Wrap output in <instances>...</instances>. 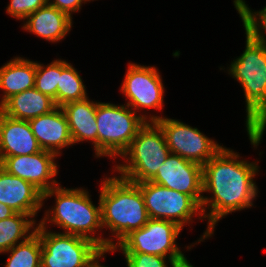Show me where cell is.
Wrapping results in <instances>:
<instances>
[{
  "instance_id": "6da1fadb",
  "label": "cell",
  "mask_w": 266,
  "mask_h": 267,
  "mask_svg": "<svg viewBox=\"0 0 266 267\" xmlns=\"http://www.w3.org/2000/svg\"><path fill=\"white\" fill-rule=\"evenodd\" d=\"M232 149L222 147L203 167V194L201 210L208 221L203 235L196 243L185 246L190 250L197 243L212 237L220 219L254 206L258 187L254 181L259 172L258 162L241 159ZM208 212H207V211Z\"/></svg>"
},
{
  "instance_id": "7a4b0ae2",
  "label": "cell",
  "mask_w": 266,
  "mask_h": 267,
  "mask_svg": "<svg viewBox=\"0 0 266 267\" xmlns=\"http://www.w3.org/2000/svg\"><path fill=\"white\" fill-rule=\"evenodd\" d=\"M243 53L230 63L227 72L243 88L246 104V131L257 148L266 130V43L256 42L246 34Z\"/></svg>"
},
{
  "instance_id": "3957f363",
  "label": "cell",
  "mask_w": 266,
  "mask_h": 267,
  "mask_svg": "<svg viewBox=\"0 0 266 267\" xmlns=\"http://www.w3.org/2000/svg\"><path fill=\"white\" fill-rule=\"evenodd\" d=\"M103 179L100 182L102 184L98 197L101 204L102 228L109 229L112 235L106 238L107 253L131 231L146 225L150 218L141 189L136 183L115 174ZM114 239H117V242Z\"/></svg>"
},
{
  "instance_id": "277c9868",
  "label": "cell",
  "mask_w": 266,
  "mask_h": 267,
  "mask_svg": "<svg viewBox=\"0 0 266 267\" xmlns=\"http://www.w3.org/2000/svg\"><path fill=\"white\" fill-rule=\"evenodd\" d=\"M64 188L59 184L43 193L44 200L55 197V205L44 211L43 218L39 221L41 227L54 224L63 229L64 234H72L87 238L97 244L106 253V237L99 233L102 230L101 204L95 206L89 192L82 188ZM95 235V236H94Z\"/></svg>"
},
{
  "instance_id": "5b68a950",
  "label": "cell",
  "mask_w": 266,
  "mask_h": 267,
  "mask_svg": "<svg viewBox=\"0 0 266 267\" xmlns=\"http://www.w3.org/2000/svg\"><path fill=\"white\" fill-rule=\"evenodd\" d=\"M162 116L140 115L126 104L97 102V158L110 157L115 160L129 147L138 131L146 122H155Z\"/></svg>"
},
{
  "instance_id": "8992f818",
  "label": "cell",
  "mask_w": 266,
  "mask_h": 267,
  "mask_svg": "<svg viewBox=\"0 0 266 267\" xmlns=\"http://www.w3.org/2000/svg\"><path fill=\"white\" fill-rule=\"evenodd\" d=\"M170 153L161 127L156 122H146L119 157L123 158V164L112 168L119 177L129 182L137 184L149 181Z\"/></svg>"
},
{
  "instance_id": "52a82bcc",
  "label": "cell",
  "mask_w": 266,
  "mask_h": 267,
  "mask_svg": "<svg viewBox=\"0 0 266 267\" xmlns=\"http://www.w3.org/2000/svg\"><path fill=\"white\" fill-rule=\"evenodd\" d=\"M42 244L41 267H91L105 252L93 241L48 230L37 224Z\"/></svg>"
},
{
  "instance_id": "ba28073f",
  "label": "cell",
  "mask_w": 266,
  "mask_h": 267,
  "mask_svg": "<svg viewBox=\"0 0 266 267\" xmlns=\"http://www.w3.org/2000/svg\"><path fill=\"white\" fill-rule=\"evenodd\" d=\"M183 229L176 223L149 219L142 228L131 231L107 253L121 250L122 253H144L171 258L173 261L184 256L177 238Z\"/></svg>"
},
{
  "instance_id": "9c48e42d",
  "label": "cell",
  "mask_w": 266,
  "mask_h": 267,
  "mask_svg": "<svg viewBox=\"0 0 266 267\" xmlns=\"http://www.w3.org/2000/svg\"><path fill=\"white\" fill-rule=\"evenodd\" d=\"M137 185L141 189L149 218L171 221L182 229L186 224L192 225V218L196 215L204 221L201 206L191 196L151 181Z\"/></svg>"
},
{
  "instance_id": "30bf717a",
  "label": "cell",
  "mask_w": 266,
  "mask_h": 267,
  "mask_svg": "<svg viewBox=\"0 0 266 267\" xmlns=\"http://www.w3.org/2000/svg\"><path fill=\"white\" fill-rule=\"evenodd\" d=\"M159 70L155 66L128 63L127 72L121 83L120 91L126 97L125 104L136 113L141 110H162L164 107L165 87Z\"/></svg>"
},
{
  "instance_id": "8fae6325",
  "label": "cell",
  "mask_w": 266,
  "mask_h": 267,
  "mask_svg": "<svg viewBox=\"0 0 266 267\" xmlns=\"http://www.w3.org/2000/svg\"><path fill=\"white\" fill-rule=\"evenodd\" d=\"M155 122L163 130L172 154L202 166L223 147L204 135L197 127L193 128L182 121L163 116Z\"/></svg>"
},
{
  "instance_id": "7c38bea8",
  "label": "cell",
  "mask_w": 266,
  "mask_h": 267,
  "mask_svg": "<svg viewBox=\"0 0 266 267\" xmlns=\"http://www.w3.org/2000/svg\"><path fill=\"white\" fill-rule=\"evenodd\" d=\"M58 156L50 151L41 150L29 155L0 157V166L9 174L32 183L42 193L60 183L55 179L59 173L55 159Z\"/></svg>"
},
{
  "instance_id": "4fadbf2b",
  "label": "cell",
  "mask_w": 266,
  "mask_h": 267,
  "mask_svg": "<svg viewBox=\"0 0 266 267\" xmlns=\"http://www.w3.org/2000/svg\"><path fill=\"white\" fill-rule=\"evenodd\" d=\"M149 181L187 194L201 206L204 195L203 167L196 162L170 153Z\"/></svg>"
},
{
  "instance_id": "5bb4252c",
  "label": "cell",
  "mask_w": 266,
  "mask_h": 267,
  "mask_svg": "<svg viewBox=\"0 0 266 267\" xmlns=\"http://www.w3.org/2000/svg\"><path fill=\"white\" fill-rule=\"evenodd\" d=\"M0 203L16 213L34 218L43 207V193L32 183L9 174L0 166Z\"/></svg>"
},
{
  "instance_id": "9a60e30c",
  "label": "cell",
  "mask_w": 266,
  "mask_h": 267,
  "mask_svg": "<svg viewBox=\"0 0 266 267\" xmlns=\"http://www.w3.org/2000/svg\"><path fill=\"white\" fill-rule=\"evenodd\" d=\"M42 150L62 155L65 147L73 146L67 118L61 107L28 121Z\"/></svg>"
},
{
  "instance_id": "2e32d148",
  "label": "cell",
  "mask_w": 266,
  "mask_h": 267,
  "mask_svg": "<svg viewBox=\"0 0 266 267\" xmlns=\"http://www.w3.org/2000/svg\"><path fill=\"white\" fill-rule=\"evenodd\" d=\"M28 121L10 118L0 111V157L41 151Z\"/></svg>"
},
{
  "instance_id": "e0dca14e",
  "label": "cell",
  "mask_w": 266,
  "mask_h": 267,
  "mask_svg": "<svg viewBox=\"0 0 266 267\" xmlns=\"http://www.w3.org/2000/svg\"><path fill=\"white\" fill-rule=\"evenodd\" d=\"M73 18L59 11L56 7L46 4L30 14L23 22L22 28L31 34L50 43H59L73 27Z\"/></svg>"
},
{
  "instance_id": "ac0fdd59",
  "label": "cell",
  "mask_w": 266,
  "mask_h": 267,
  "mask_svg": "<svg viewBox=\"0 0 266 267\" xmlns=\"http://www.w3.org/2000/svg\"><path fill=\"white\" fill-rule=\"evenodd\" d=\"M97 101L89 99V97L69 102L61 108L67 118L69 131L73 141V145L83 143V141L91 142L97 157V122H96Z\"/></svg>"
},
{
  "instance_id": "d6986e66",
  "label": "cell",
  "mask_w": 266,
  "mask_h": 267,
  "mask_svg": "<svg viewBox=\"0 0 266 267\" xmlns=\"http://www.w3.org/2000/svg\"><path fill=\"white\" fill-rule=\"evenodd\" d=\"M56 107L53 99L34 87L12 95L0 106V111L10 118L29 121Z\"/></svg>"
},
{
  "instance_id": "ffe728a7",
  "label": "cell",
  "mask_w": 266,
  "mask_h": 267,
  "mask_svg": "<svg viewBox=\"0 0 266 267\" xmlns=\"http://www.w3.org/2000/svg\"><path fill=\"white\" fill-rule=\"evenodd\" d=\"M36 61L15 57L0 67V106L12 95L35 87Z\"/></svg>"
},
{
  "instance_id": "44dd1931",
  "label": "cell",
  "mask_w": 266,
  "mask_h": 267,
  "mask_svg": "<svg viewBox=\"0 0 266 267\" xmlns=\"http://www.w3.org/2000/svg\"><path fill=\"white\" fill-rule=\"evenodd\" d=\"M37 222L31 215L15 213L0 220V254L26 241L35 233Z\"/></svg>"
},
{
  "instance_id": "7402d4cb",
  "label": "cell",
  "mask_w": 266,
  "mask_h": 267,
  "mask_svg": "<svg viewBox=\"0 0 266 267\" xmlns=\"http://www.w3.org/2000/svg\"><path fill=\"white\" fill-rule=\"evenodd\" d=\"M85 87L77 69L70 62L61 59V75L57 84V107L87 98Z\"/></svg>"
},
{
  "instance_id": "603a6c76",
  "label": "cell",
  "mask_w": 266,
  "mask_h": 267,
  "mask_svg": "<svg viewBox=\"0 0 266 267\" xmlns=\"http://www.w3.org/2000/svg\"><path fill=\"white\" fill-rule=\"evenodd\" d=\"M42 244L35 232L26 241L13 246L4 253H10L4 267H41Z\"/></svg>"
},
{
  "instance_id": "cb8c5ba5",
  "label": "cell",
  "mask_w": 266,
  "mask_h": 267,
  "mask_svg": "<svg viewBox=\"0 0 266 267\" xmlns=\"http://www.w3.org/2000/svg\"><path fill=\"white\" fill-rule=\"evenodd\" d=\"M233 4L241 17L245 34L256 42L266 43V6L253 12L245 0H234Z\"/></svg>"
},
{
  "instance_id": "d4e9b609",
  "label": "cell",
  "mask_w": 266,
  "mask_h": 267,
  "mask_svg": "<svg viewBox=\"0 0 266 267\" xmlns=\"http://www.w3.org/2000/svg\"><path fill=\"white\" fill-rule=\"evenodd\" d=\"M61 75V59L43 65L36 61L35 88L54 100L57 106V84Z\"/></svg>"
},
{
  "instance_id": "484cf974",
  "label": "cell",
  "mask_w": 266,
  "mask_h": 267,
  "mask_svg": "<svg viewBox=\"0 0 266 267\" xmlns=\"http://www.w3.org/2000/svg\"><path fill=\"white\" fill-rule=\"evenodd\" d=\"M46 4L47 0H10L6 13L16 20L24 21L30 14Z\"/></svg>"
},
{
  "instance_id": "4316f807",
  "label": "cell",
  "mask_w": 266,
  "mask_h": 267,
  "mask_svg": "<svg viewBox=\"0 0 266 267\" xmlns=\"http://www.w3.org/2000/svg\"><path fill=\"white\" fill-rule=\"evenodd\" d=\"M127 267H168L166 262H173L171 258L144 253H123ZM167 260V261H166Z\"/></svg>"
},
{
  "instance_id": "83f0119b",
  "label": "cell",
  "mask_w": 266,
  "mask_h": 267,
  "mask_svg": "<svg viewBox=\"0 0 266 267\" xmlns=\"http://www.w3.org/2000/svg\"><path fill=\"white\" fill-rule=\"evenodd\" d=\"M91 2L90 0H47V4L56 7L59 11L66 13L70 18L75 12L81 11L82 4Z\"/></svg>"
},
{
  "instance_id": "f1b7e54d",
  "label": "cell",
  "mask_w": 266,
  "mask_h": 267,
  "mask_svg": "<svg viewBox=\"0 0 266 267\" xmlns=\"http://www.w3.org/2000/svg\"><path fill=\"white\" fill-rule=\"evenodd\" d=\"M16 212H14L10 207L7 205L0 203V220H4L8 217H11Z\"/></svg>"
},
{
  "instance_id": "f546056e",
  "label": "cell",
  "mask_w": 266,
  "mask_h": 267,
  "mask_svg": "<svg viewBox=\"0 0 266 267\" xmlns=\"http://www.w3.org/2000/svg\"><path fill=\"white\" fill-rule=\"evenodd\" d=\"M170 267H194L189 260H187V257L184 255L182 258L174 260L170 263Z\"/></svg>"
},
{
  "instance_id": "4dcf8cb0",
  "label": "cell",
  "mask_w": 266,
  "mask_h": 267,
  "mask_svg": "<svg viewBox=\"0 0 266 267\" xmlns=\"http://www.w3.org/2000/svg\"><path fill=\"white\" fill-rule=\"evenodd\" d=\"M105 254L107 253H104L91 267H107L100 263V259L105 258Z\"/></svg>"
}]
</instances>
